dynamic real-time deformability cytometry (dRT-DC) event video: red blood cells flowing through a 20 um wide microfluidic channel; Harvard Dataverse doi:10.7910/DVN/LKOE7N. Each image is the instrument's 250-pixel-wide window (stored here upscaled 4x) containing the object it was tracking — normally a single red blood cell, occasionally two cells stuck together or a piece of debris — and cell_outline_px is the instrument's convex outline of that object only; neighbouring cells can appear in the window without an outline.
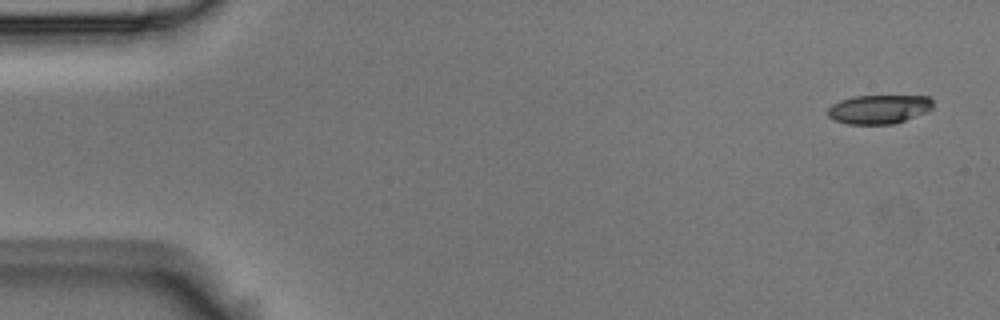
{"species": "Egyptian fruit bat (a non-hibernating species)", "species_latin": "Rousettus aegyptiacus", "temperature_condition": "room temperature", "stored_images_in_passage": 5, "camera_frame_rate_fps": 3000, "um_per_image_px": 0.085, "animal": {"sex": "male"}, "frame": {"image": 1, "passage_image": 1, "time_ms": 0.0, "image_size_px": [1000, 320], "cell_outline_px": [[932, 108], [928, 112], [896, 124], [848, 124], [836, 120], [828, 116], [828, 108], [832, 104], [840, 100], [852, 96], [928, 96], [932, 100]], "centroid_in_image_um": [74.73, 9.29], "position_along_channel_um": 10.3, "area_um2": 17.86}}
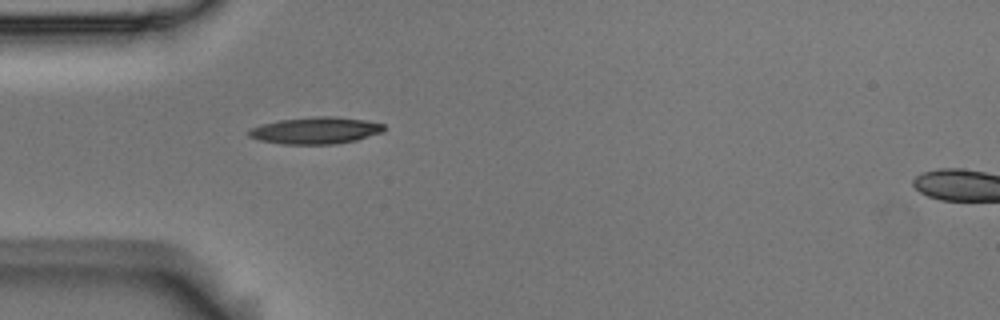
{"frame": {"image": 2, "passage_image": 5, "time_ms": 1.333, "image_size_px": [1000, 320], "cell_outline_px": [[384, 132], [356, 140], [336, 144], [284, 144], [260, 140], [248, 136], [248, 128], [260, 124], [280, 120], [316, 116], [336, 116], [364, 120], [384, 124]], "centroid_in_image_um": [26.82, 11.09], "position_along_channel_um": 58.2, "area_um2": 21.21}}